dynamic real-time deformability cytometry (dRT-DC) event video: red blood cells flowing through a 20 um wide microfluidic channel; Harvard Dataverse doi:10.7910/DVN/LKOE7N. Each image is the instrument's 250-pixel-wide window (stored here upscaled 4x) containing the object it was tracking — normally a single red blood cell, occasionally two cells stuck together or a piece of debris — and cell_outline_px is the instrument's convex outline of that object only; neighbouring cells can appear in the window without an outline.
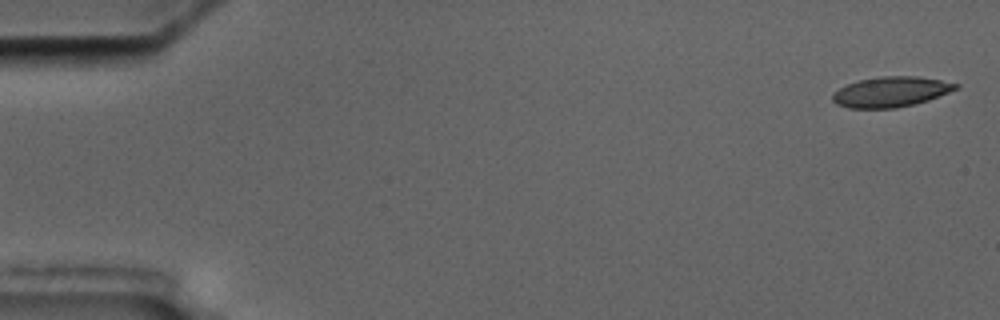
{"species": "common noctule bat (a hibernating species)", "species_latin": "Nyctalus noctula", "temperature_condition": "cold", "stored_images_in_passage": 6, "camera_frame_rate_fps": 3000, "um_per_image_px": 0.085, "animal": {"sex": "male", "body_mass_g": 17.5, "forearm_length_mm": 52.3}, "frame": {"image": 1, "passage_image": 1, "time_ms": 0.0, "image_size_px": [1000, 320], "cell_outline_px": [[960, 88], [928, 100], [896, 108], [848, 108], [836, 104], [832, 100], [832, 92], [848, 84], [860, 80], [880, 76], [916, 76], [940, 80], [960, 84]], "centroid_in_image_um": [75.72, 7.8], "position_along_channel_um": 9.3, "area_um2": 21.68}}
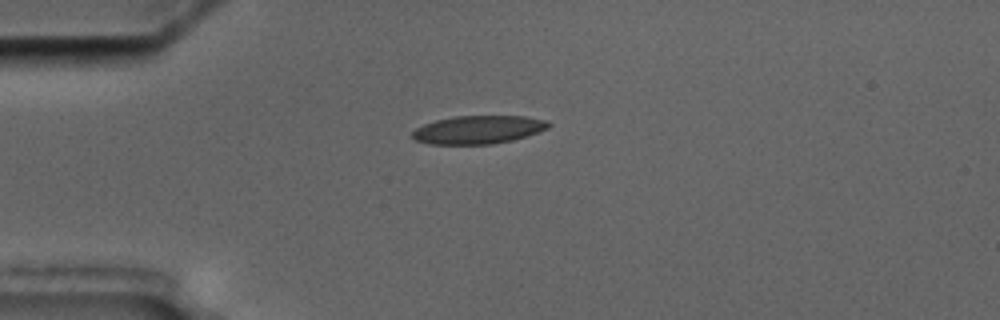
{"frame": {"image": 2, "passage_image": 5, "time_ms": 4.333, "image_size_px": [1000, 320], "cell_outline_px": [[552, 124], [548, 128], [540, 132], [528, 136], [512, 140], [492, 144], [428, 144], [416, 140], [412, 136], [412, 132], [416, 128], [424, 124], [436, 120], [456, 116], [528, 116], [544, 120]], "centroid_in_image_um": [40.68, 11.02], "position_along_channel_um": 44.3, "area_um2": 22.43}}